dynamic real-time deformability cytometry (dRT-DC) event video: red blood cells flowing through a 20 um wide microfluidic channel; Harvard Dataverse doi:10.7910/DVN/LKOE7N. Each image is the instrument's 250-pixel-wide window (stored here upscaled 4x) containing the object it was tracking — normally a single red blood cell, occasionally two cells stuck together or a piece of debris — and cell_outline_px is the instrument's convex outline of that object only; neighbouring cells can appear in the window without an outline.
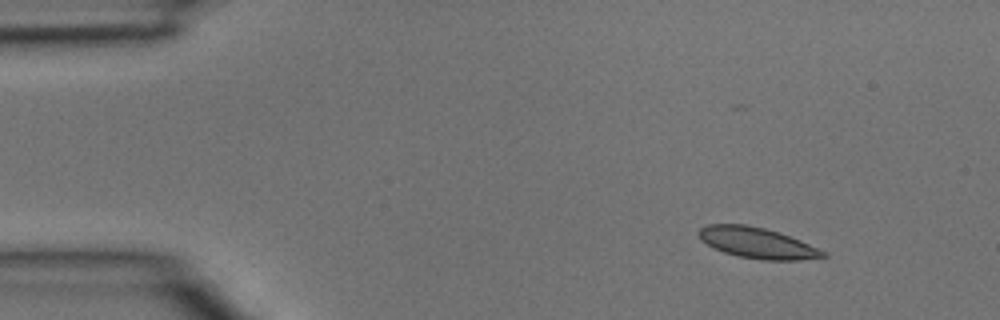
{"species": "common noctule bat (a hibernating species)", "species_latin": "Nyctalus noctula", "temperature_condition": "room temperature", "stored_images_in_passage": 3, "segment_of_instrument_passage": [1, 2], "camera_frame_rate_fps": 3000, "um_per_image_px": 0.085, "animal": {"sex": "male", "body_mass_g": 15.6}, "frame": {"image": 1, "passage_image": 1, "time_ms": 0.0, "image_size_px": [1000, 320], "cell_outline_px": [[828, 256], [800, 260], [764, 260], [740, 256], [724, 252], [700, 240], [696, 232], [700, 228], [708, 224], [744, 224], [764, 228], [780, 232], [800, 240], [828, 252]], "centroid_in_image_um": [64.38, 20.64], "position_along_channel_um": 20.6, "area_um2": 22.31}}